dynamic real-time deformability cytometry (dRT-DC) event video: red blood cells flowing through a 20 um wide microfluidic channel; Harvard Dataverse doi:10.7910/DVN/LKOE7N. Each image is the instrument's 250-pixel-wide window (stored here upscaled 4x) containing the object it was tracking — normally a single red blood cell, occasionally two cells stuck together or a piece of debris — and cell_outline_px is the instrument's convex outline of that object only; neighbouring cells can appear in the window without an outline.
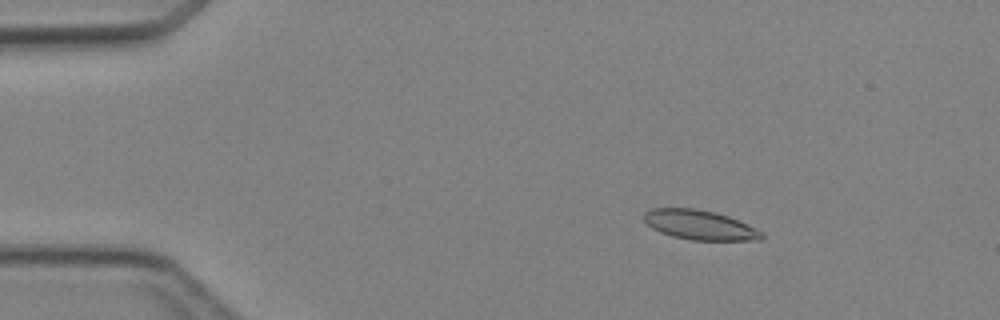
{"species": "Egyptian fruit bat (a non-hibernating species)", "species_latin": "Rousettus aegyptiacus", "temperature_condition": "cold", "stored_images_in_passage": 4, "camera_frame_rate_fps": 3000, "um_per_image_px": 0.085, "animal": {"sex": "female"}, "frame": {"image": 1, "passage_image": 2, "time_ms": 1.0, "image_size_px": [1000, 320], "cell_outline_px": [[764, 236], [760, 240], [692, 240], [672, 236], [660, 232], [652, 228], [644, 220], [644, 212], [652, 208], [696, 208], [716, 212], [728, 216], [748, 224], [764, 232]], "centroid_in_image_um": [59.49, 19.11], "position_along_channel_um": 25.5, "area_um2": 20.4}}
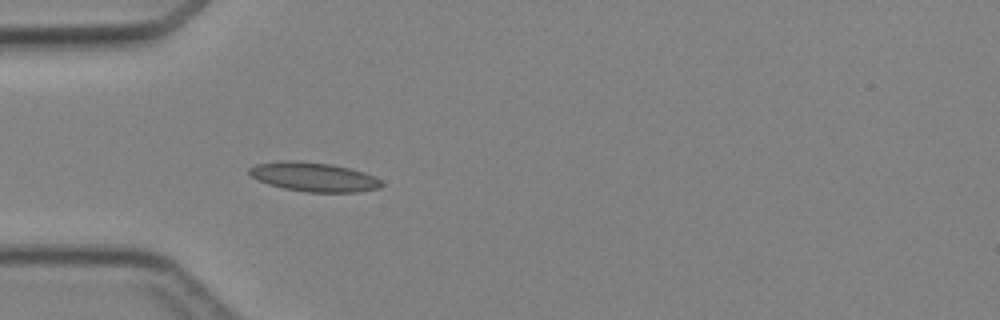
{"frame": {"image": 2, "passage_image": 4, "time_ms": 3.333, "image_size_px": [1000, 320], "cell_outline_px": [[384, 184], [380, 188], [356, 192], [308, 192], [284, 188], [268, 184], [256, 180], [248, 172], [248, 168], [256, 164], [280, 160], [296, 160], [332, 164], [364, 172], [380, 180]], "centroid_in_image_um": [26.63, 15.03], "position_along_channel_um": 58.4, "area_um2": 22.54}}